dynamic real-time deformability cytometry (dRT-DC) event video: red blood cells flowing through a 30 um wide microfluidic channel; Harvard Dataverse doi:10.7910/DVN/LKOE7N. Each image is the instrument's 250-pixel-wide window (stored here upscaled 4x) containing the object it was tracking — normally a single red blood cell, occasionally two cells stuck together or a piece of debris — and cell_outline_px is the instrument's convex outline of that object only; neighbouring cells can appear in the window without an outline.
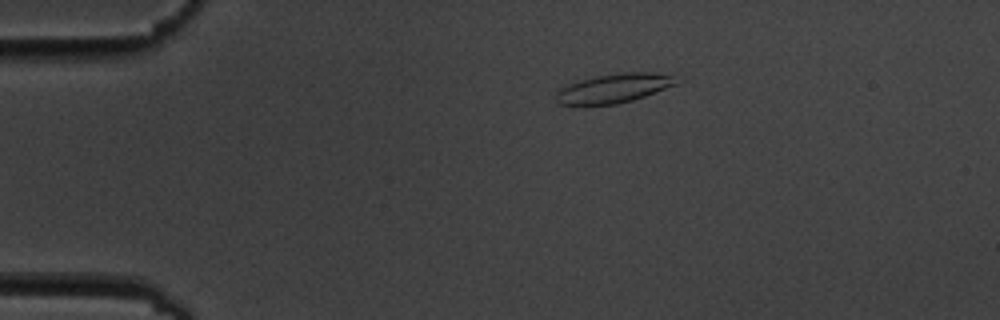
{"species": "common noctule bat (a hibernating species)", "species_latin": "Nyctalus noctula", "temperature_condition": "cold", "stored_images_in_passage": 8, "camera_frame_rate_fps": 3000, "um_per_image_px": 0.085, "animal": {"sex": "male", "body_mass_g": 19.5, "forearm_length_mm": 54.6}, "frame": {"image": 1, "passage_image": 4, "time_ms": 3.333, "image_size_px": [1000, 320], "cell_outline_px": [[676, 84], [644, 96], [632, 100], [616, 104], [560, 104], [556, 100], [556, 92], [560, 88], [568, 84], [580, 80], [596, 76], [628, 72], [652, 72], [672, 76]], "centroid_in_image_um": [52.12, 7.5], "position_along_channel_um": 32.9, "area_um2": 19.83}}
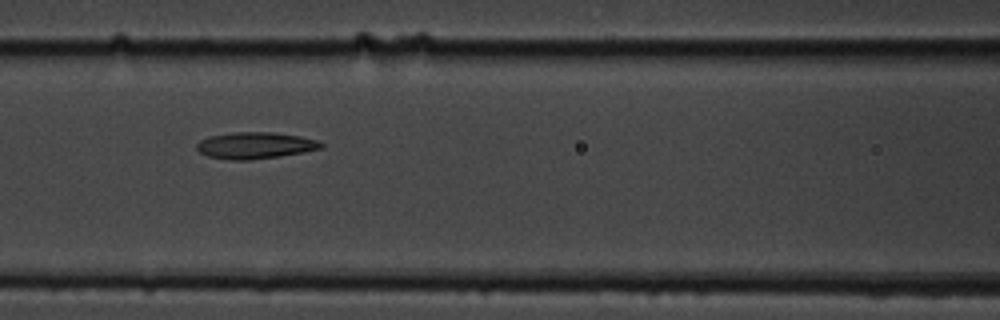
{"frame": {"image": 2, "passage_image": 8, "time_ms": 8.0, "image_size_px": [1000, 320], "cell_outline_px": [[324, 148], [304, 152], [280, 156], [248, 160], [232, 160], [208, 156], [200, 152], [196, 148], [196, 144], [200, 140], [208, 136], [236, 132], [272, 132], [300, 136], [320, 140], [324, 144]], "centroid_in_image_um": [21.73, 12.36], "position_along_channel_um": 144.9, "area_um2": 19.36}}